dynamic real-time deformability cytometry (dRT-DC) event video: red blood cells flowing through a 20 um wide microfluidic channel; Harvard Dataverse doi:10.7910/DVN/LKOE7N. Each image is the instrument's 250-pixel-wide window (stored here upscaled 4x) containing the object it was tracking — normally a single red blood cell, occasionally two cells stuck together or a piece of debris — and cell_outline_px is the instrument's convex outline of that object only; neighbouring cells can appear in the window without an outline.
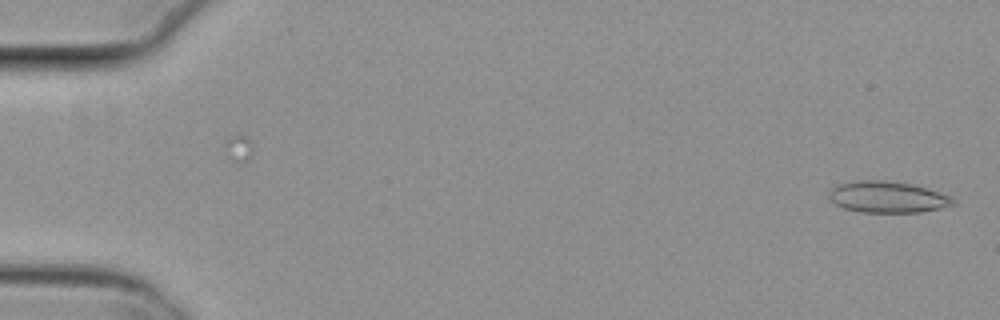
{"species": "common noctule bat (a hibernating species)", "species_latin": "Nyctalus noctula", "temperature_condition": "cold", "stored_images_in_passage": 12, "camera_frame_rate_fps": 3000, "um_per_image_px": 0.085, "animal": {"sex": "female", "body_mass_g": 29.2, "forearm_length_mm": 56.3}, "frame": {"image": 1, "passage_image": 2, "time_ms": 0.333, "image_size_px": [1000, 320], "cell_outline_px": [[956, 204], [940, 208], [920, 212], [860, 212], [844, 208], [836, 204], [828, 196], [828, 192], [832, 188], [840, 184], [852, 180], [884, 180], [912, 184], [948, 196], [956, 200]], "centroid_in_image_um": [75.4, 16.75], "position_along_channel_um": 9.6, "area_um2": 22.48}}